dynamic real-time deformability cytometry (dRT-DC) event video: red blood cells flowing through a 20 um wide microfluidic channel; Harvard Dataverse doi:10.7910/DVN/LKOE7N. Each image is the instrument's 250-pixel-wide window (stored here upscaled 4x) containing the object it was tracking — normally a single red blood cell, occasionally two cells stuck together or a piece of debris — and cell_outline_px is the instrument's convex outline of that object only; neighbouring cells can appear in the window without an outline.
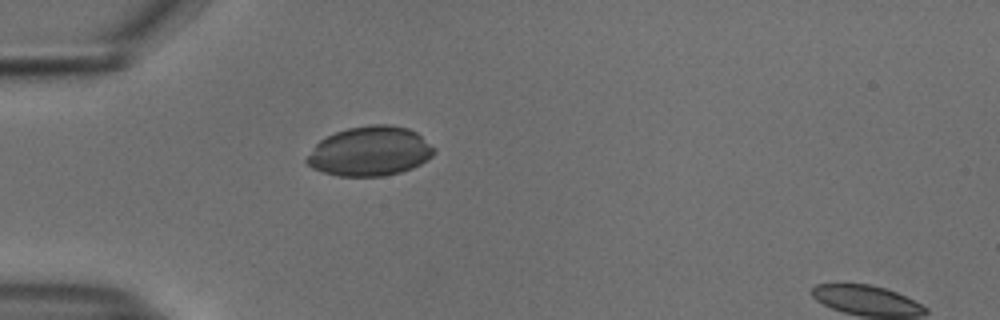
{"species": "common noctule bat (a hibernating species)", "species_latin": "Nyctalus noctula", "temperature_condition": "cold", "stored_images_in_passage": 39, "camera_frame_rate_fps": 3000, "um_per_image_px": 0.085, "animal": {"sex": "male", "body_mass_g": 18.8}, "frame": {"image": 1, "passage_image": 1, "time_ms": 0.0, "image_size_px": [1000, 320], "cell_outline_px": [[436, 152], [428, 160], [412, 168], [400, 172], [384, 176], [340, 176], [320, 172], [312, 168], [304, 160], [316, 144], [320, 140], [336, 132], [348, 128], [368, 124], [388, 124], [408, 128], [416, 132], [436, 148]], "centroid_in_image_um": [31.46, 12.86], "position_along_channel_um": 53.5, "area_um2": 36.88}}
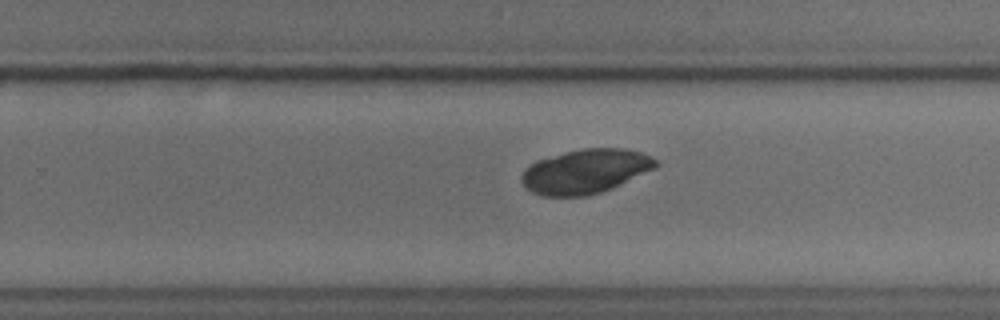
{"frame": {"image": 2, "passage_image": 20, "time_ms": 6.333, "image_size_px": [1000, 320], "cell_outline_px": [[660, 164], [656, 168], [612, 188], [588, 196], [544, 196], [532, 192], [520, 180], [520, 176], [524, 168], [536, 160], [584, 148], [620, 148], [640, 152], [656, 160]], "centroid_in_image_um": [49.75, 14.57], "position_along_channel_um": 280.1, "area_um2": 34.45}}
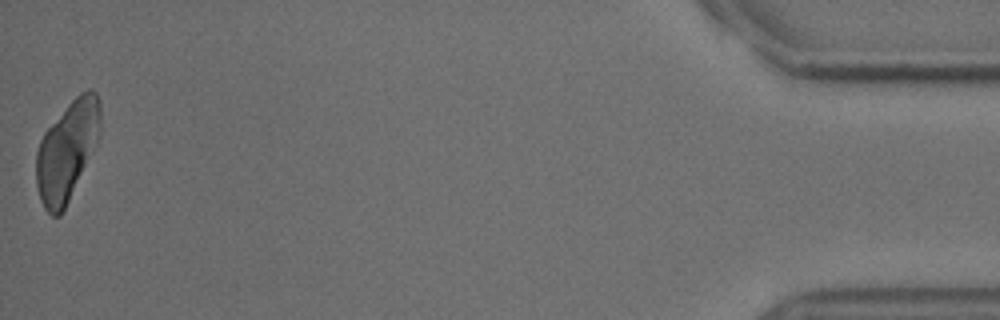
{"frame": {"image": 3, "passage_image": 39, "time_ms": 12.667, "image_size_px": [1000, 320], "cell_outline_px": [[100, 136], [60, 216], [52, 216], [44, 208], [40, 200], [36, 184], [36, 152], [40, 140], [44, 132], [68, 104], [80, 92], [88, 88], [92, 88], [96, 92], [100, 100]], "centroid_in_image_um": [5.7, 12.77], "position_along_channel_um": 429.5, "area_um2": 36.82}}